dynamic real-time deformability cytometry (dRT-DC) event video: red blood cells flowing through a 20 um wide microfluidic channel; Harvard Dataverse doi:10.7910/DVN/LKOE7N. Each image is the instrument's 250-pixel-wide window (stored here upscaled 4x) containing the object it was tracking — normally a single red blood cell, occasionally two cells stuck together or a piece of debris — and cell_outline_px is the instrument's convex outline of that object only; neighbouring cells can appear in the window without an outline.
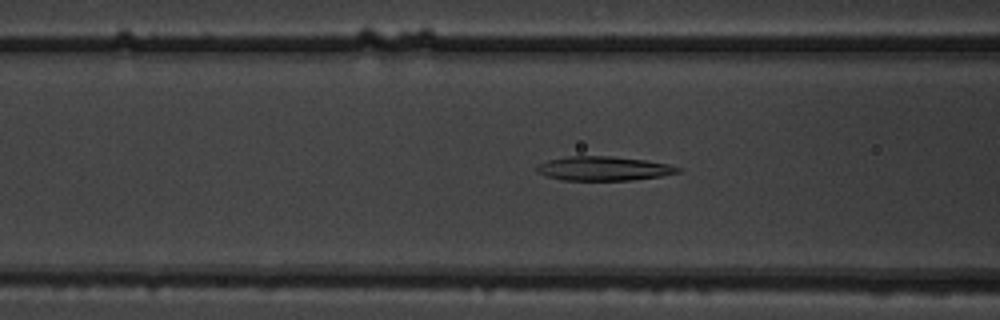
{"species": "common noctule bat (a hibernating species)", "species_latin": "Nyctalus noctula", "temperature_condition": "warm", "stored_images_in_passage": 53, "camera_frame_rate_fps": 3000, "um_per_image_px": 0.085, "animal": {"sex": "male", "body_mass_g": 19.5, "forearm_length_mm": 54.6}, "frame": {"image": 1, "passage_image": 21, "time_ms": 6.667, "image_size_px": [1000, 320], "cell_outline_px": [[680, 172], [660, 176], [632, 180], [560, 180], [536, 172], [536, 168], [540, 164], [548, 160], [568, 156], [612, 156], [644, 160], [668, 164], [680, 168]], "centroid_in_image_um": [51.29, 14.32], "position_along_channel_um": 115.3, "area_um2": 19.71}}
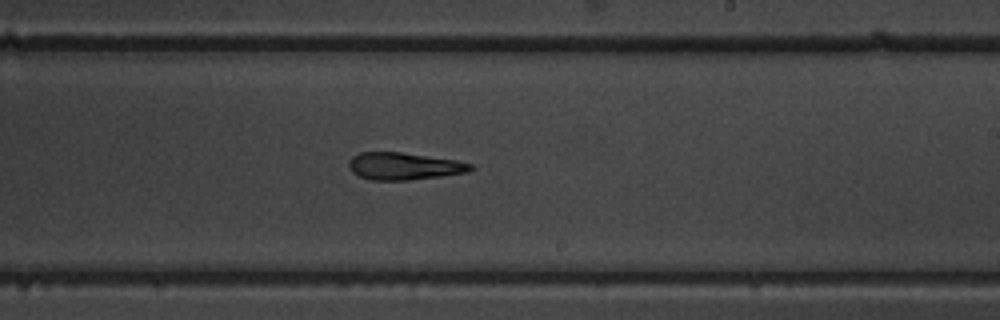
{"frame": {"image": 2, "passage_image": 32, "time_ms": 10.333, "image_size_px": [1000, 320], "cell_outline_px": [[476, 168], [468, 172], [440, 176], [408, 180], [368, 180], [352, 172], [348, 168], [348, 160], [352, 156], [360, 152], [400, 152], [456, 160], [472, 164]], "centroid_in_image_um": [34.31, 14.12], "position_along_channel_um": 254.7, "area_um2": 19.42}}
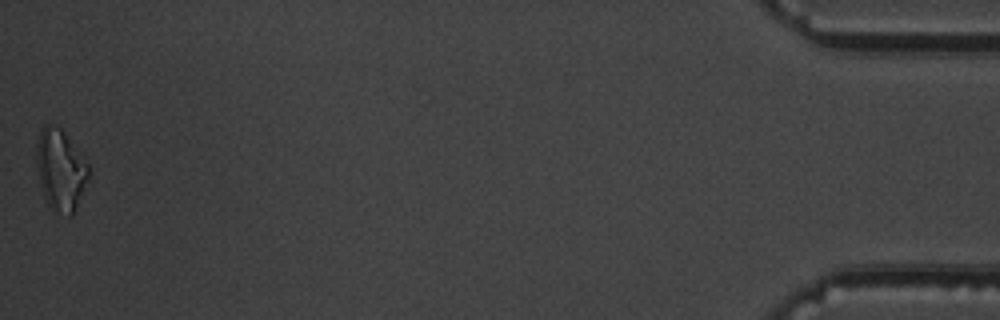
{"frame": {"image": 3, "passage_image": 53, "time_ms": 17.333, "image_size_px": [1000, 320], "cell_outline_px": [[88, 180], [72, 216], [68, 216], [48, 204], [44, 196], [36, 160], [36, 144], [40, 128], [44, 124], [48, 124], [60, 128], [88, 164]], "centroid_in_image_um": [5.13, 14.41], "position_along_channel_um": 430.1, "area_um2": 23.93}, "authors_computed_cell_mechanics": {"area_um2": 20.2878, "velocity_mm_per_s": 3.8161, "shape_relaxation_time_tau1_ms": 7.4584, "shape_relaxation_time_tau2_ms": 7.1117, "deformation_change_tau1": 0.2503, "deformation_change_tau2": 0.2325}}